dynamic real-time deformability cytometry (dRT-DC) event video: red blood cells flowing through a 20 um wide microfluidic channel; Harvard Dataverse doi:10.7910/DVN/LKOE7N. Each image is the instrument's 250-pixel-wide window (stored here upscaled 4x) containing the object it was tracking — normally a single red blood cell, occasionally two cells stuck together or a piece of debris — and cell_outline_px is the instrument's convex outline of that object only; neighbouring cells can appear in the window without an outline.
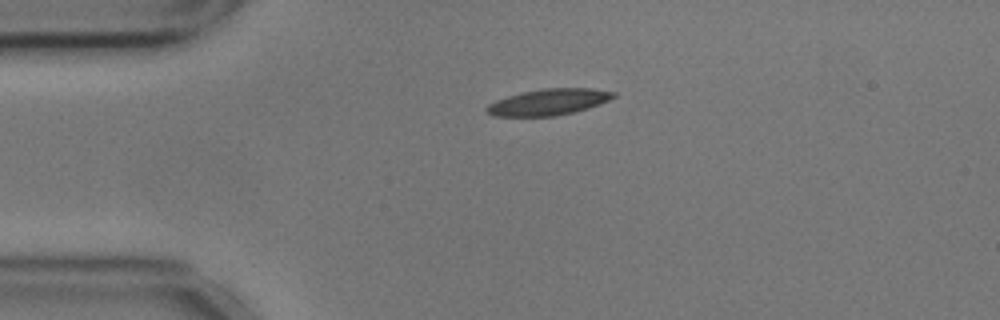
{"species": "common noctule bat (a hibernating species)", "species_latin": "Nyctalus noctula", "temperature_condition": "cold", "stored_images_in_passage": 5, "camera_frame_rate_fps": 3000, "um_per_image_px": 0.085, "animal": {"sex": "male", "body_mass_g": 17.9, "forearm_length_mm": 54.2}, "frame": {"image": 1, "passage_image": 1, "time_ms": 0.0, "image_size_px": [1000, 320], "cell_outline_px": [[616, 96], [600, 104], [576, 112], [556, 116], [492, 116], [484, 112], [484, 108], [488, 104], [496, 100], [508, 96], [524, 92], [544, 88], [592, 88], [616, 92]], "centroid_in_image_um": [46.62, 8.68], "position_along_channel_um": 38.4, "area_um2": 19.54}}